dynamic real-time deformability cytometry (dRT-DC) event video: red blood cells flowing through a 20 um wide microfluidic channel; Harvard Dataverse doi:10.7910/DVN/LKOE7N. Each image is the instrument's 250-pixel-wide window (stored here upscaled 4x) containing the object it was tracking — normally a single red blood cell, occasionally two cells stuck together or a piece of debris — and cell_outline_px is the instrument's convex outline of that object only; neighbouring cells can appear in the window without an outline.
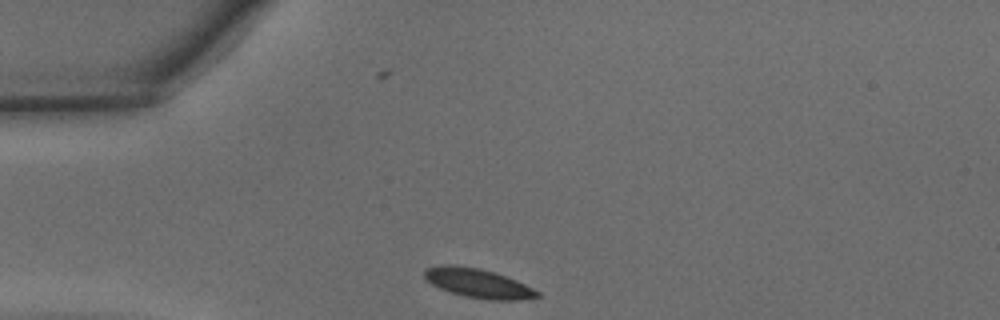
{"species": "common noctule bat (a hibernating species)", "species_latin": "Nyctalus noctula", "temperature_condition": "warm", "stored_images_in_passage": 27, "camera_frame_rate_fps": 3000, "um_per_image_px": 0.085, "animal": {"sex": "male", "body_mass_g": 15.6}, "frame": {"image": 1, "passage_image": 1, "time_ms": 0.0, "image_size_px": [1000, 320], "cell_outline_px": [[540, 296], [520, 300], [488, 300], [464, 296], [448, 292], [424, 280], [424, 268], [444, 264], [448, 264], [480, 268], [516, 280], [540, 292]], "centroid_in_image_um": [40.59, 24.08], "position_along_channel_um": 44.4, "area_um2": 19.25}}
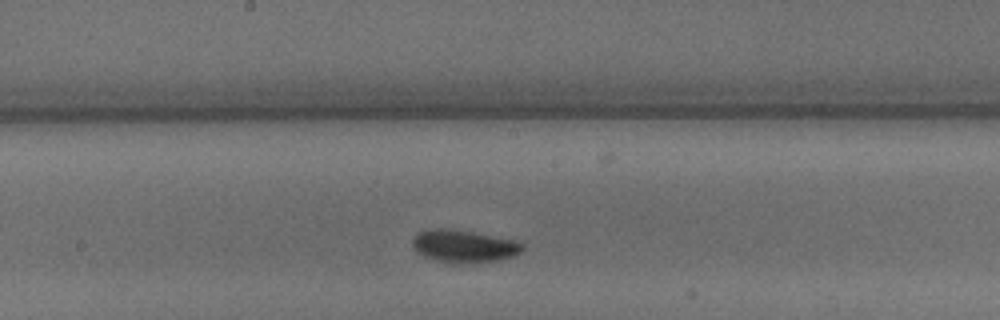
{"frame": {"image": 2, "passage_image": 14, "time_ms": 4.333, "image_size_px": [1000, 320], "cell_outline_px": [[524, 248], [520, 252], [512, 256], [496, 260], [464, 264], [452, 264], [436, 260], [424, 256], [416, 252], [412, 244], [412, 240], [416, 232], [428, 228], [444, 228], [472, 232], [512, 240], [524, 244]], "centroid_in_image_um": [39.35, 20.93], "position_along_channel_um": 208.8, "area_um2": 20.87}}
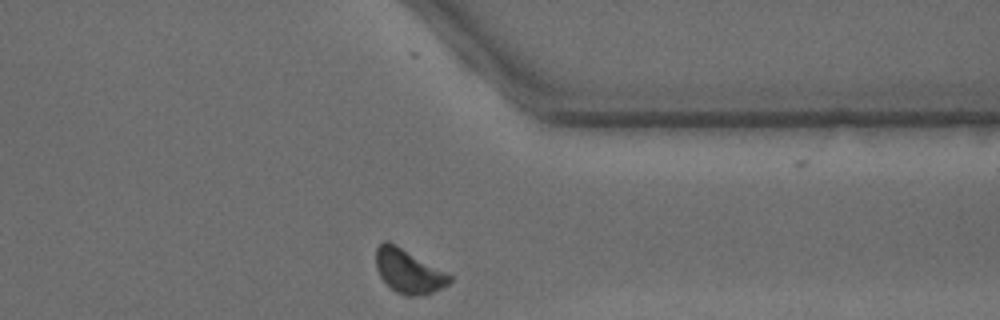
{"frame": {"image": 3, "passage_image": 26, "time_ms": 8.333, "image_size_px": [1000, 320], "cell_outline_px": [[452, 280], [448, 284], [424, 296], [404, 296], [396, 292], [380, 276], [376, 268], [376, 248], [384, 240], [388, 240], [452, 276]], "centroid_in_image_um": [34.7, 23.06], "position_along_channel_um": 376.7, "area_um2": 18.55}}